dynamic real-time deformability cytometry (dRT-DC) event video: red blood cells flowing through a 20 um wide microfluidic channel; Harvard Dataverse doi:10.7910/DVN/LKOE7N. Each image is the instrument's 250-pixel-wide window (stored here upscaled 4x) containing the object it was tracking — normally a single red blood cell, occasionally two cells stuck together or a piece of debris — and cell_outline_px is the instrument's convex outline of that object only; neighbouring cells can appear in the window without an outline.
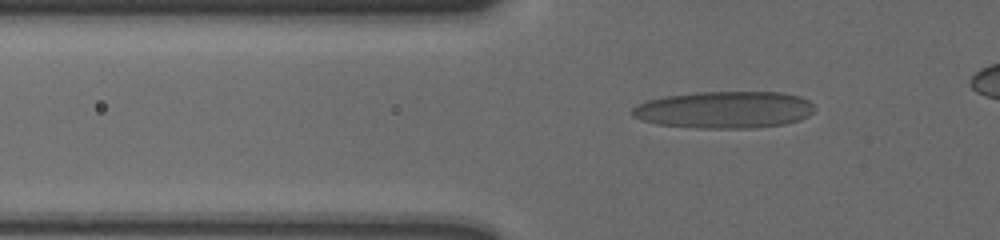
{"species": "human", "species_latin": "Homo sapiens", "temperature_condition": "cold", "stored_images_in_passage": 51, "camera_frame_rate_fps": 3000, "um_per_image_px": 0.085, "donor": {"sex": "male"}, "frame": {"image": 1, "passage_image": 17, "time_ms": 5.333, "image_size_px": [1000, 240], "cell_outline_px": [[816, 108], [808, 116], [800, 120], [784, 124], [748, 128], [700, 128], [660, 124], [640, 120], [632, 116], [632, 108], [636, 104], [648, 100], [664, 96], [696, 92], [780, 92], [800, 96], [808, 100]], "centroid_in_image_um": [61.57, 9.32], "position_along_channel_um": 64.2, "area_um2": 39.36}}
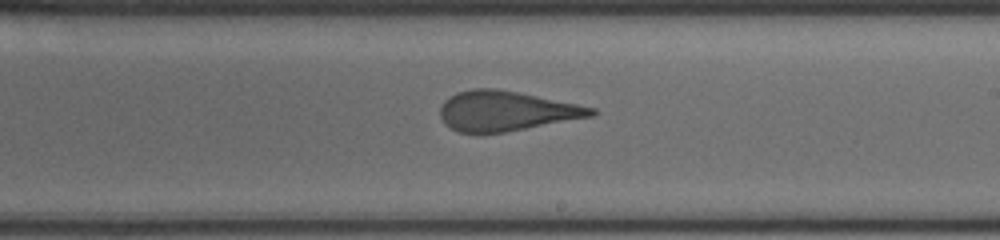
{"frame": {"image": 2, "passage_image": 33, "time_ms": 10.667, "image_size_px": [1000, 240], "cell_outline_px": [[596, 112], [592, 116], [504, 132], [456, 132], [444, 124], [440, 116], [440, 108], [444, 100], [456, 92], [472, 88], [496, 88], [596, 108]], "centroid_in_image_um": [42.95, 9.42], "position_along_channel_um": 246.1, "area_um2": 34.68}}
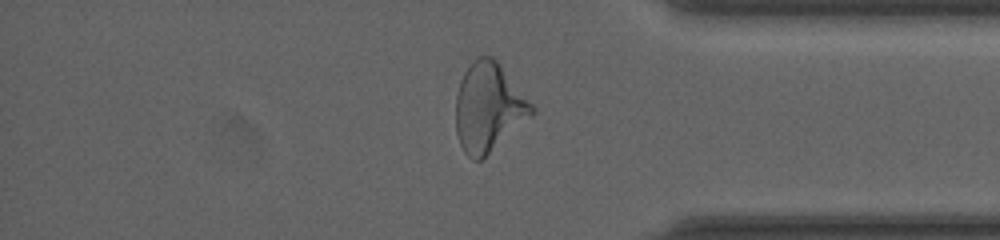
{"frame": {"image": 3, "passage_image": 46, "time_ms": 15.0, "image_size_px": [1000, 240], "cell_outline_px": [[536, 112], [532, 116], [480, 160], [472, 160], [464, 152], [460, 144], [456, 132], [456, 96], [460, 80], [464, 72], [472, 60], [480, 56], [492, 56], [500, 64], [536, 108]], "centroid_in_image_um": [41.52, 9.11], "position_along_channel_um": 393.7, "area_um2": 39.07}}